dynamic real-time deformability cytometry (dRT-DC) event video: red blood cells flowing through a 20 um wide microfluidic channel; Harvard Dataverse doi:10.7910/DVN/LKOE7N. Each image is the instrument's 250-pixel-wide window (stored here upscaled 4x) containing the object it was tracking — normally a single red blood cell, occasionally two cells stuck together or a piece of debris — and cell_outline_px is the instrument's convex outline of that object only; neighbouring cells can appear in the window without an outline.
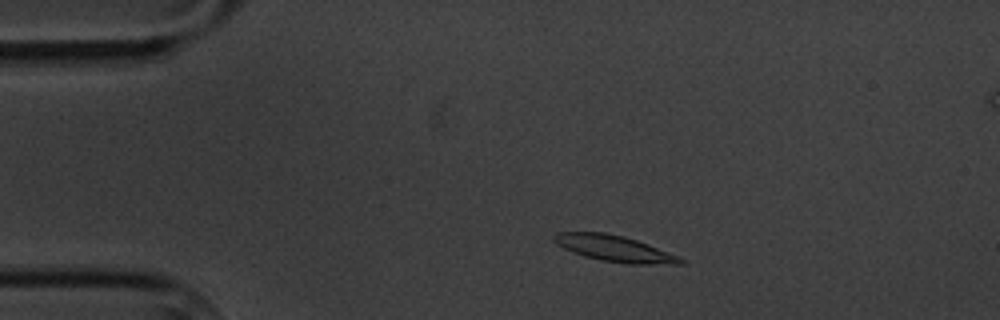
{"species": "common noctule bat (a hibernating species)", "species_latin": "Nyctalus noctula", "temperature_condition": "cold", "stored_images_in_passage": 9, "camera_frame_rate_fps": 3000, "um_per_image_px": 0.085, "animal": {"sex": "male", "body_mass_g": 20.1, "forearm_length_mm": 53.5}, "frame": {"image": 1, "passage_image": 2, "time_ms": 1.0, "image_size_px": [1000, 320], "cell_outline_px": [[688, 260], [684, 264], [624, 264], [600, 260], [584, 256], [572, 252], [556, 244], [552, 240], [552, 236], [556, 232], [604, 232], [624, 236], [648, 244], [680, 256]], "centroid_in_image_um": [52.25, 21.13], "position_along_channel_um": 32.7, "area_um2": 19.59}}
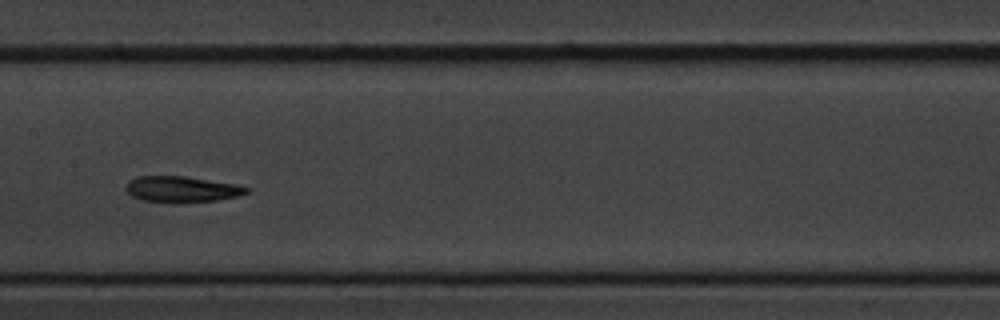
{"frame": {"image": 2, "passage_image": 7, "time_ms": 7.0, "image_size_px": [1000, 320], "cell_outline_px": [[248, 192], [240, 196], [216, 200], [180, 204], [144, 200], [132, 196], [124, 188], [128, 180], [140, 176], [184, 176], [236, 184], [248, 188]], "centroid_in_image_um": [15.44, 16.1], "position_along_channel_um": 192.0, "area_um2": 18.44}}
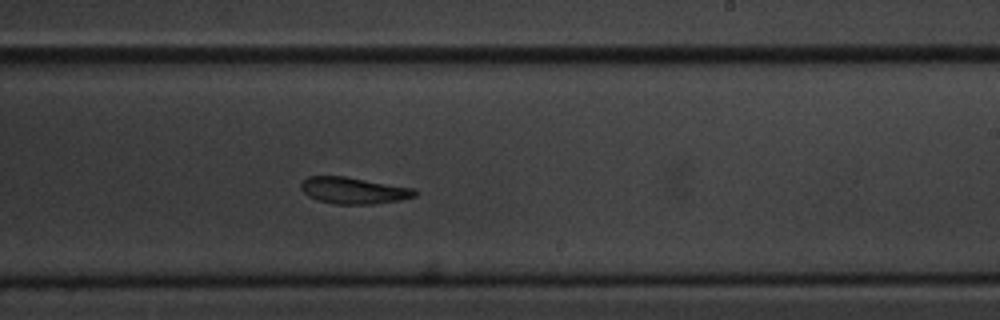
{"frame": {"image": 3, "passage_image": 9, "time_ms": 9.0, "image_size_px": [1000, 320], "cell_outline_px": [[416, 196], [396, 200], [372, 204], [336, 204], [320, 200], [308, 196], [300, 188], [300, 184], [308, 176], [344, 176], [416, 188]], "centroid_in_image_um": [30.05, 16.18], "position_along_channel_um": 258.9, "area_um2": 17.46}}